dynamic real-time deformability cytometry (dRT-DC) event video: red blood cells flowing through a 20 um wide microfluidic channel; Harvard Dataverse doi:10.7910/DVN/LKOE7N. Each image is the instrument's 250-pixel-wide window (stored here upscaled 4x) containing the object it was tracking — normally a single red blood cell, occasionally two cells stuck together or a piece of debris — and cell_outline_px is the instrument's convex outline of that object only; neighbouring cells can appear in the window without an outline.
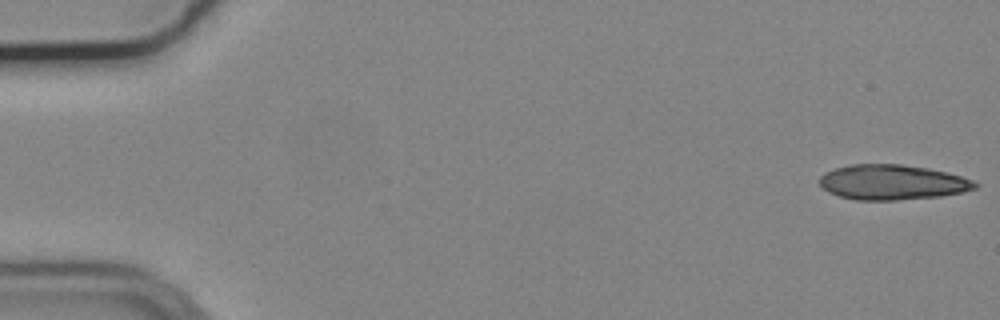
{"species": "common noctule bat (a hibernating species)", "species_latin": "Nyctalus noctula", "temperature_condition": "cold", "stored_images_in_passage": 16, "camera_frame_rate_fps": 3000, "um_per_image_px": 0.085, "animal": {"sex": "male", "body_mass_g": 19.2, "forearm_length_mm": 51.8}, "frame": {"image": 1, "passage_image": 1, "time_ms": 0.0, "image_size_px": [1000, 320], "cell_outline_px": [[980, 184], [976, 188], [964, 192], [940, 196], [896, 200], [856, 200], [840, 196], [828, 192], [820, 184], [820, 176], [824, 172], [836, 168], [852, 164], [900, 164], [928, 168], [960, 176], [972, 180]], "centroid_in_image_um": [75.84, 15.49], "position_along_channel_um": 9.2, "area_um2": 31.67}}